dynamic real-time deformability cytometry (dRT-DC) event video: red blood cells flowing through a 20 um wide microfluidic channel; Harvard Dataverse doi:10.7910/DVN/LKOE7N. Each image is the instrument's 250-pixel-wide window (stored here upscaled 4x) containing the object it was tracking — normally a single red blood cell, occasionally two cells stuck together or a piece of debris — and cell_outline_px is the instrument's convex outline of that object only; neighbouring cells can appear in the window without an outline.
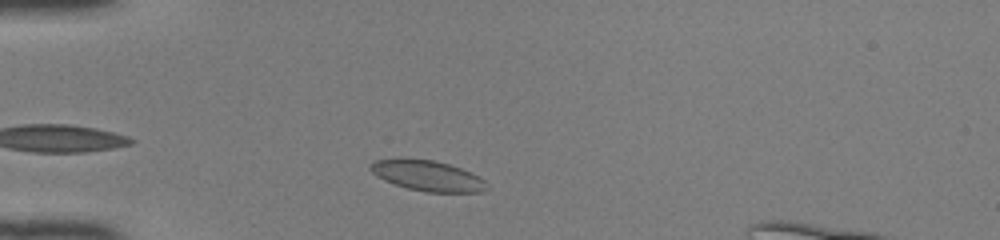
{"species": "common noctule bat (a hibernating species)", "species_latin": "Nyctalus noctula", "temperature_condition": "room temperature", "stored_images_in_passage": 37, "camera_frame_rate_fps": 3000, "um_per_image_px": 0.085, "animal": {"sex": "female", "body_mass_g": 22.0, "forearm_length_mm": 56.7}, "frame": {"image": 1, "passage_image": 4, "time_ms": 1.0, "image_size_px": [1000, 240], "cell_outline_px": [[488, 188], [480, 192], [428, 192], [408, 188], [384, 180], [376, 176], [368, 168], [376, 160], [432, 160], [448, 164], [472, 172], [484, 180]], "centroid_in_image_um": [36.38, 14.96], "position_along_channel_um": 48.6, "area_um2": 20.06}}
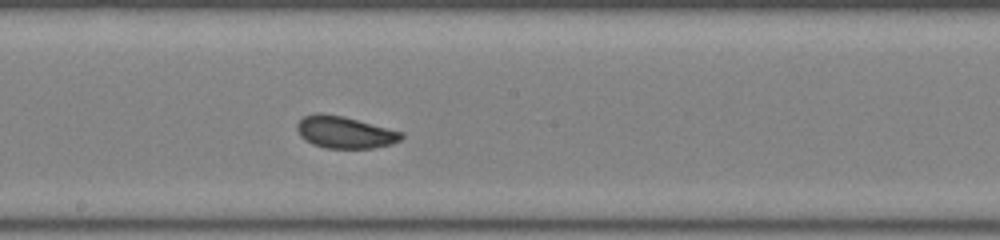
{"frame": {"image": 2, "passage_image": 18, "time_ms": 5.667, "image_size_px": [1000, 240], "cell_outline_px": [[404, 136], [400, 140], [392, 144], [372, 148], [328, 148], [312, 144], [304, 140], [300, 136], [296, 128], [296, 124], [304, 116], [316, 112], [320, 112], [344, 116], [404, 132]], "centroid_in_image_um": [29.3, 11.23], "position_along_channel_um": 218.9, "area_um2": 19.65}}
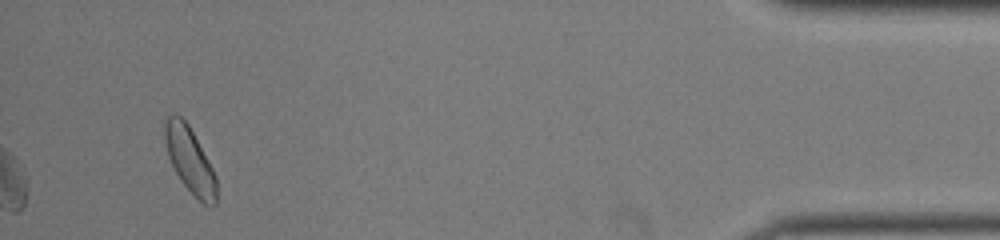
{"frame": {"image": 3, "passage_image": 37, "time_ms": 12.0, "image_size_px": [1000, 240], "cell_outline_px": [[216, 204], [212, 208], [204, 204], [180, 180], [168, 156], [164, 136], [164, 124], [168, 116], [180, 116], [188, 124], [212, 168], [216, 176]], "centroid_in_image_um": [16.14, 13.63], "position_along_channel_um": 419.1, "area_um2": 19.19}, "authors_computed_cell_mechanics": {"area_um2": 19.4208, "velocity_mm_per_s": 4.121, "shape_relaxation_time_tau1_ms": 5.2994, "shape_relaxation_time_tau2_ms": 0.9551, "deformation_change_tau1": 0.1027, "deformation_change_tau2": 0.0512}}